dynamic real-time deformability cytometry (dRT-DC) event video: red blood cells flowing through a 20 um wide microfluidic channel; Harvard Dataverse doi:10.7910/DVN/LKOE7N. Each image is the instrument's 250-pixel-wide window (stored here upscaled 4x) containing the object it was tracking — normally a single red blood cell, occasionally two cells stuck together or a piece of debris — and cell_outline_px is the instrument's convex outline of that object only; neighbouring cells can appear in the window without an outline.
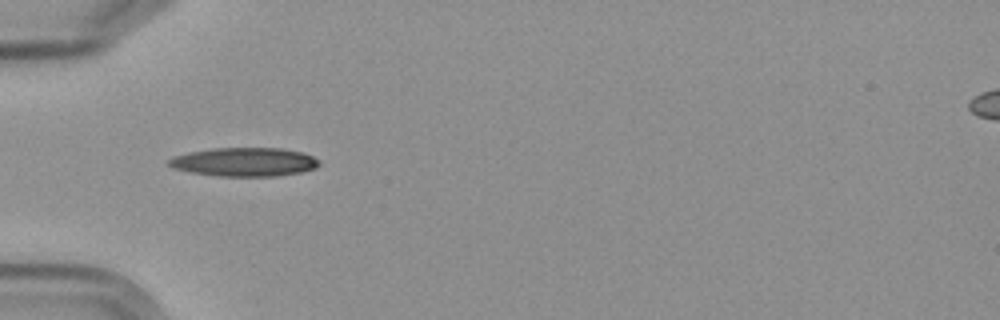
{"species": "Egyptian fruit bat (a non-hibernating species)", "species_latin": "Rousettus aegyptiacus", "temperature_condition": "cold", "stored_images_in_passage": 4, "camera_frame_rate_fps": 3000, "um_per_image_px": 0.085, "frame": {"image": 1, "passage_image": 3, "time_ms": 2.333, "image_size_px": [1000, 320], "cell_outline_px": [[320, 164], [316, 168], [300, 172], [276, 176], [220, 176], [192, 172], [172, 168], [168, 164], [168, 160], [172, 156], [188, 152], [212, 148], [280, 148], [304, 152], [320, 160]], "centroid_in_image_um": [20.78, 13.76], "position_along_channel_um": 64.2, "area_um2": 25.26}}
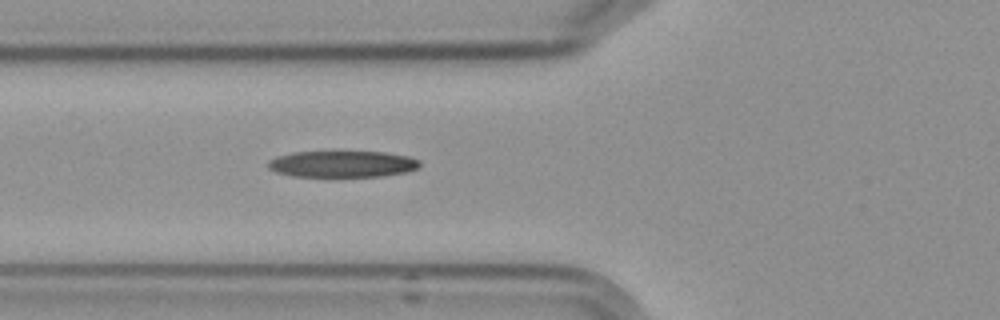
{"frame": {"image": 2, "passage_image": 4, "time_ms": 3.333, "image_size_px": [1000, 320], "cell_outline_px": [[420, 168], [408, 172], [380, 176], [292, 176], [276, 172], [268, 168], [268, 160], [276, 156], [292, 152], [384, 152], [408, 156], [420, 160]], "centroid_in_image_um": [29.11, 13.94], "position_along_channel_um": 96.7, "area_um2": 23.41}}